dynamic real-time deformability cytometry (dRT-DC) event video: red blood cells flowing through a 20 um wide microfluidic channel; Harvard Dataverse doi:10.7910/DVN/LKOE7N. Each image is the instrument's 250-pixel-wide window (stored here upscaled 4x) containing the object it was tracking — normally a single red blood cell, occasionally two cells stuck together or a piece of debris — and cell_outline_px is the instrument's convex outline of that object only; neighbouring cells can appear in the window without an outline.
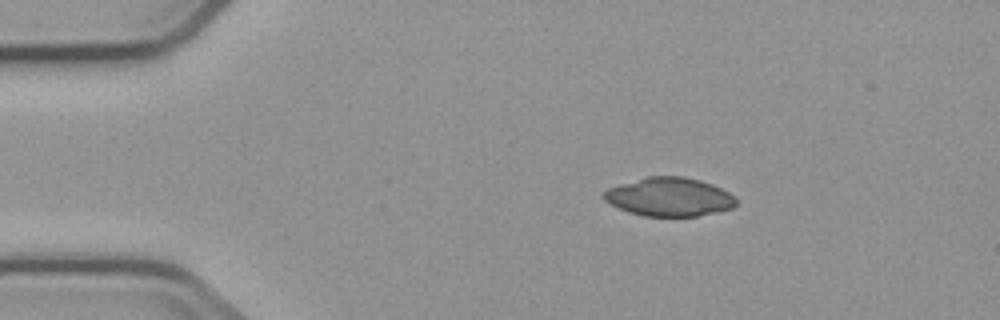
{"species": "common noctule bat (a hibernating species)", "species_latin": "Nyctalus noctula", "temperature_condition": "cold", "stored_images_in_passage": 3, "camera_frame_rate_fps": 3000, "um_per_image_px": 0.085, "animal": {"sex": "male", "body_mass_g": 23.1, "forearm_length_mm": 52.7}, "frame": {"image": 1, "passage_image": 1, "time_ms": 0.0, "image_size_px": [1000, 320], "cell_outline_px": [[736, 204], [732, 208], [716, 212], [696, 216], [644, 216], [628, 212], [604, 200], [600, 196], [608, 188], [620, 184], [648, 176], [684, 176], [700, 180], [712, 184], [736, 196]], "centroid_in_image_um": [56.89, 16.73], "position_along_channel_um": 28.1, "area_um2": 29.77}}